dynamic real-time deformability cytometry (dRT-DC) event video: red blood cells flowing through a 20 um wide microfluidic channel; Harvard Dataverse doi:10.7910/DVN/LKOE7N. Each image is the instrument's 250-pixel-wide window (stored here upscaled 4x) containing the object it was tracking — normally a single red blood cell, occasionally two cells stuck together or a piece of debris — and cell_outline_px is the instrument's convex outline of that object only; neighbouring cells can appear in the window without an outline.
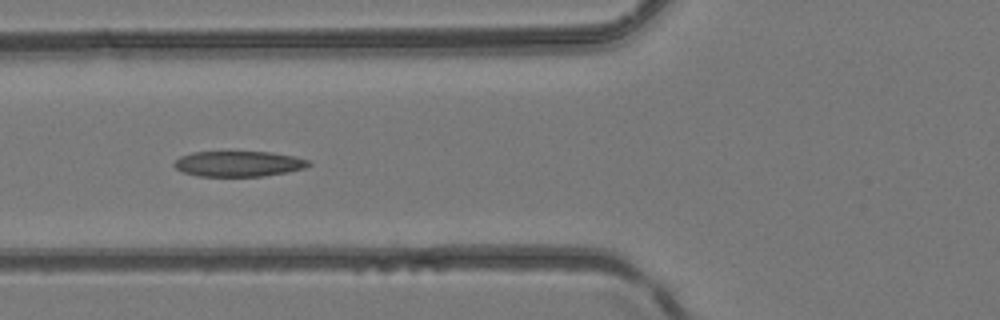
{"species": "common noctule bat (a hibernating species)", "species_latin": "Nyctalus noctula", "temperature_condition": "room temperature", "stored_images_in_passage": 5, "camera_frame_rate_fps": 3000, "um_per_image_px": 0.085, "animal": {"sex": "female", "body_mass_g": 24.6, "forearm_length_mm": 56.2}, "frame": {"image": 1, "passage_image": 5, "time_ms": 1.333, "image_size_px": [1000, 320], "cell_outline_px": [[312, 164], [304, 168], [288, 172], [264, 176], [196, 176], [180, 172], [172, 164], [180, 156], [192, 152], [272, 152], [292, 156], [308, 160]], "centroid_in_image_um": [20.24, 13.93], "position_along_channel_um": 105.6, "area_um2": 20.06}}